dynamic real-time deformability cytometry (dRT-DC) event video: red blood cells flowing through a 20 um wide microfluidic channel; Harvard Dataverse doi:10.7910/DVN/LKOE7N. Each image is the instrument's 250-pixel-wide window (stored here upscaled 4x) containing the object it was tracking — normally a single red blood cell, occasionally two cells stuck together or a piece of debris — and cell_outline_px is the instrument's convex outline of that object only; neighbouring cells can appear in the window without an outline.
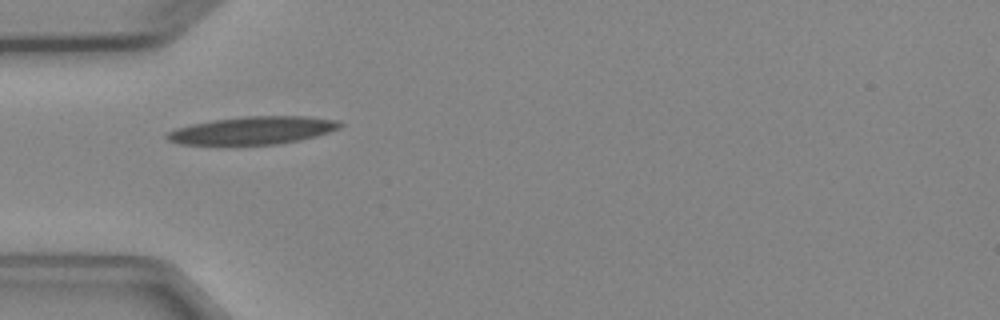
{"species": "Egyptian fruit bat (a non-hibernating species)", "species_latin": "Rousettus aegyptiacus", "temperature_condition": "cold", "stored_images_in_passage": 7, "camera_frame_rate_fps": 3000, "um_per_image_px": 0.085, "animal": {"sex": "female"}, "frame": {"image": 1, "passage_image": 4, "time_ms": 4.333, "image_size_px": [1000, 320], "cell_outline_px": [[344, 124], [340, 128], [316, 136], [300, 140], [276, 144], [180, 144], [168, 140], [164, 136], [168, 132], [176, 128], [192, 124], [212, 120], [244, 116], [304, 116], [336, 120]], "centroid_in_image_um": [21.49, 11.08], "position_along_channel_um": 63.5, "area_um2": 27.8}}